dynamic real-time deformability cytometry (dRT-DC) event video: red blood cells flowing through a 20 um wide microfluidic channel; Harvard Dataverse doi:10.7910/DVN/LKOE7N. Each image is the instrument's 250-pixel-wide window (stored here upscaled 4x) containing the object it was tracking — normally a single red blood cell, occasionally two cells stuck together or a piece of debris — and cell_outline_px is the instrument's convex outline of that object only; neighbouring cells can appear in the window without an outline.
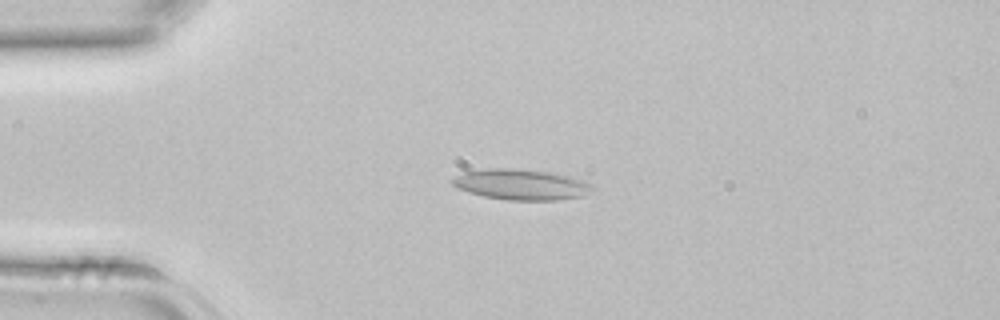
{"species": "common noctule bat (a hibernating species)", "species_latin": "Nyctalus noctula", "temperature_condition": "room temperature", "stored_images_in_passage": 42, "camera_frame_rate_fps": 3000, "um_per_image_px": 0.085, "animal": {"sex": "female", "body_mass_g": 22.7, "forearm_length_mm": 54.2}, "frame": {"image": 1, "passage_image": 10, "time_ms": 3.0, "image_size_px": [1000, 320], "cell_outline_px": [[596, 188], [584, 196], [556, 200], [508, 200], [484, 196], [468, 192], [456, 188], [452, 184], [452, 180], [456, 176], [464, 172], [492, 168], [512, 168], [548, 172], [568, 176], [584, 180], [592, 184]], "centroid_in_image_um": [44.33, 15.69], "position_along_channel_um": 40.7, "area_um2": 24.97}}
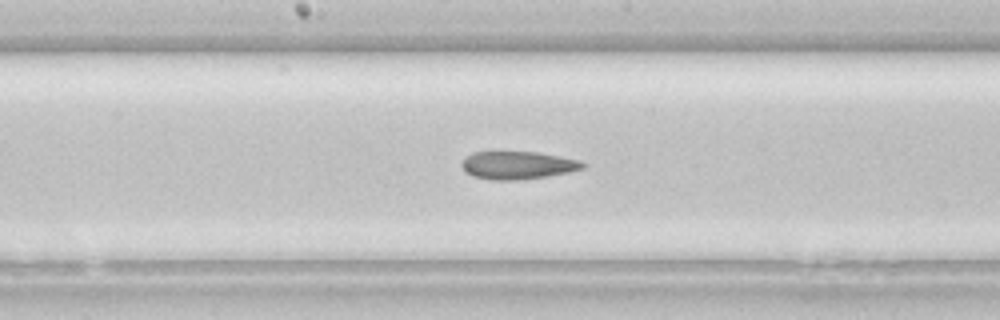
{"frame": {"image": 2, "passage_image": 22, "time_ms": 7.0, "image_size_px": [1000, 320], "cell_outline_px": [[588, 164], [584, 168], [568, 172], [548, 176], [520, 180], [492, 180], [472, 176], [460, 164], [472, 152], [536, 152], [580, 160]], "centroid_in_image_um": [44.04, 14.05], "position_along_channel_um": 204.2, "area_um2": 19.54}}
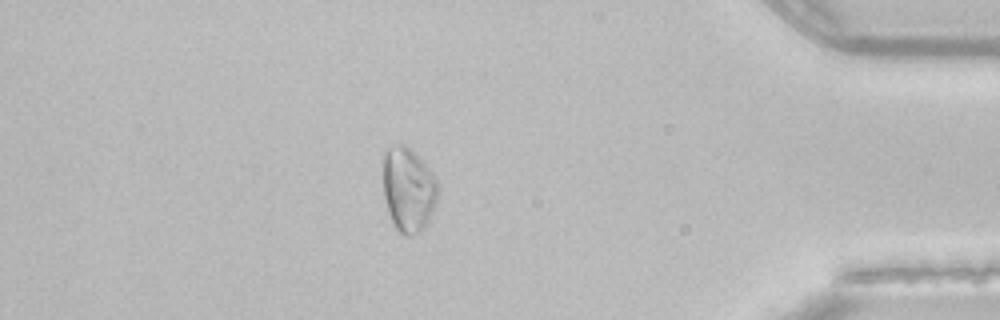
{"frame": {"image": 3, "passage_image": 37, "time_ms": 12.0, "image_size_px": [1000, 320], "cell_outline_px": [[440, 188], [432, 212], [424, 228], [420, 232], [408, 236], [404, 236], [392, 224], [388, 212], [384, 196], [384, 156], [388, 148], [396, 144], [404, 144], [432, 172]], "centroid_in_image_um": [34.71, 16.15], "position_along_channel_um": 400.5, "area_um2": 26.65}}